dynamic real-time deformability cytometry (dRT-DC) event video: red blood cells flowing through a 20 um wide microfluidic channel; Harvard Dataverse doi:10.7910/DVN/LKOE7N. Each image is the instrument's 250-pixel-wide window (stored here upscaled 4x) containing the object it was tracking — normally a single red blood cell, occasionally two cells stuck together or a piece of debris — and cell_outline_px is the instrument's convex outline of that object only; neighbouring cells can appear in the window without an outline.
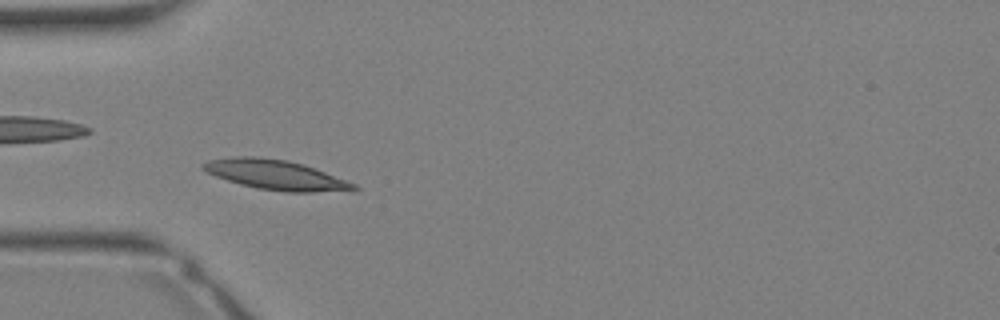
{"species": "Egyptian fruit bat (a non-hibernating species)", "species_latin": "Rousettus aegyptiacus", "temperature_condition": "warm", "stored_images_in_passage": 30, "camera_frame_rate_fps": 3000, "um_per_image_px": 0.085, "animal": {"sex": "female"}, "frame": {"image": 1, "passage_image": 7, "time_ms": 2.0, "image_size_px": [1000, 320], "cell_outline_px": [[360, 188], [312, 192], [284, 192], [256, 188], [240, 184], [216, 176], [200, 168], [200, 164], [208, 160], [232, 156], [256, 156], [288, 160], [304, 164], [356, 184]], "centroid_in_image_um": [23.35, 14.84], "position_along_channel_um": 61.6, "area_um2": 25.95}}
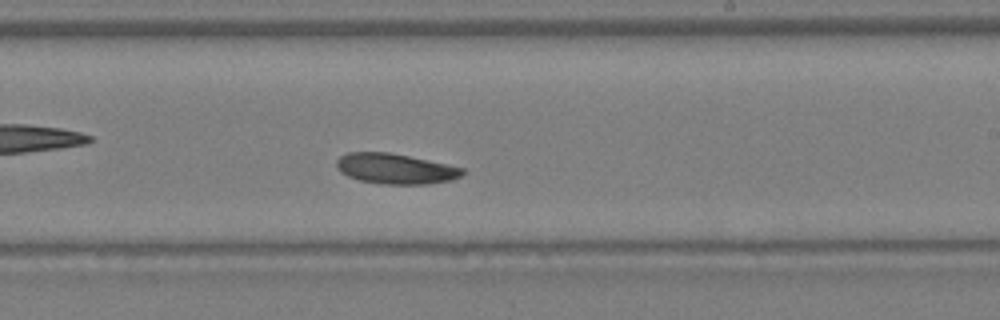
{"frame": {"image": 2, "passage_image": 17, "time_ms": 5.333, "image_size_px": [1000, 320], "cell_outline_px": [[464, 172], [460, 176], [452, 180], [428, 184], [380, 184], [360, 180], [348, 176], [340, 172], [336, 168], [336, 160], [340, 156], [348, 152], [388, 152], [448, 164], [464, 168]], "centroid_in_image_um": [33.59, 14.34], "position_along_channel_um": 255.4, "area_um2": 22.31}}
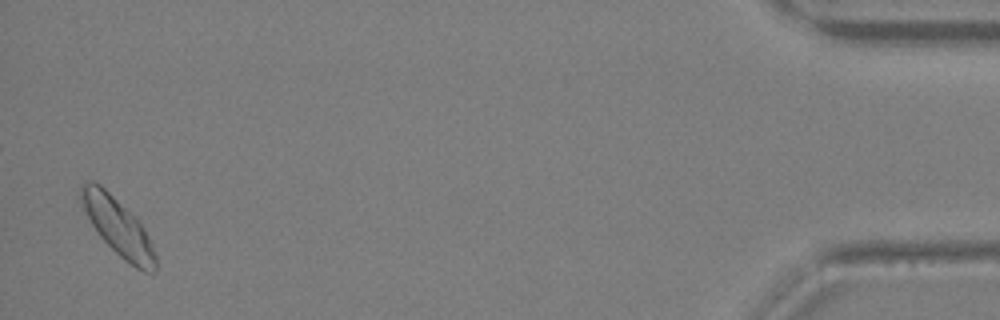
{"frame": {"image": 3, "passage_image": 30, "time_ms": 9.667, "image_size_px": [1000, 320], "cell_outline_px": [[156, 272], [144, 272], [136, 268], [124, 260], [100, 236], [92, 224], [76, 196], [80, 184], [84, 180], [92, 180], [100, 184], [144, 228], [152, 244], [156, 256]], "centroid_in_image_um": [9.96, 19.25], "position_along_channel_um": 425.2, "area_um2": 24.62}}